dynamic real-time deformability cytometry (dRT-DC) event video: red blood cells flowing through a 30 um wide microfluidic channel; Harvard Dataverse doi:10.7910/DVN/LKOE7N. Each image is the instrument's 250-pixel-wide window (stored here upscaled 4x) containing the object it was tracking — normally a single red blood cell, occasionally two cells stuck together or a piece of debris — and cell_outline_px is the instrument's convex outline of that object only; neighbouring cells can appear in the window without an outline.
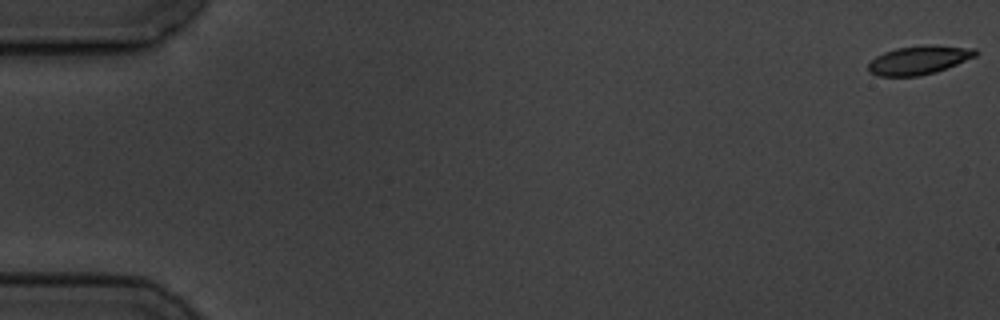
{"species": "common noctule bat (a hibernating species)", "species_latin": "Nyctalus noctula", "temperature_condition": "cold", "stored_images_in_passage": 5, "camera_frame_rate_fps": 3000, "um_per_image_px": 0.085, "animal": {"sex": "male", "body_mass_g": 19.5, "forearm_length_mm": 54.6}, "frame": {"image": 1, "passage_image": 1, "time_ms": 0.0, "image_size_px": [1000, 320], "cell_outline_px": [[980, 52], [976, 56], [936, 72], [920, 76], [876, 76], [868, 72], [868, 64], [876, 56], [884, 52], [896, 48], [924, 44], [976, 48]], "centroid_in_image_um": [78.11, 5.1], "position_along_channel_um": 6.9, "area_um2": 18.09}}
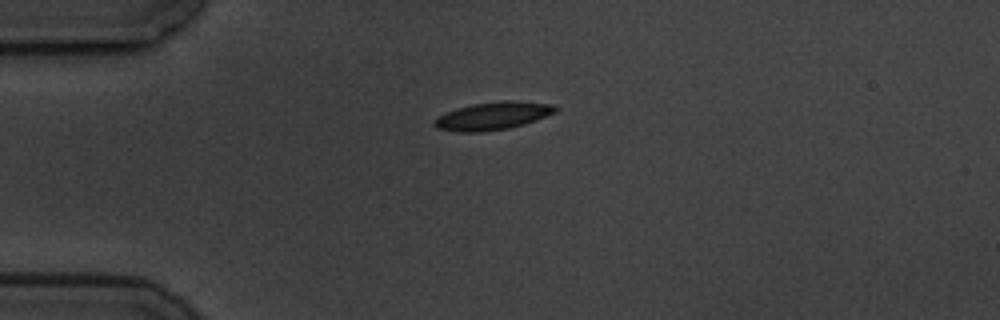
{"frame": {"image": 2, "passage_image": 4, "time_ms": 4.667, "image_size_px": [1000, 320], "cell_outline_px": [[560, 108], [556, 112], [536, 120], [524, 124], [508, 128], [484, 132], [460, 132], [436, 128], [432, 124], [436, 116], [456, 108], [472, 104], [504, 100], [512, 100], [556, 104]], "centroid_in_image_um": [41.9, 9.84], "position_along_channel_um": 43.1, "area_um2": 19.94}}